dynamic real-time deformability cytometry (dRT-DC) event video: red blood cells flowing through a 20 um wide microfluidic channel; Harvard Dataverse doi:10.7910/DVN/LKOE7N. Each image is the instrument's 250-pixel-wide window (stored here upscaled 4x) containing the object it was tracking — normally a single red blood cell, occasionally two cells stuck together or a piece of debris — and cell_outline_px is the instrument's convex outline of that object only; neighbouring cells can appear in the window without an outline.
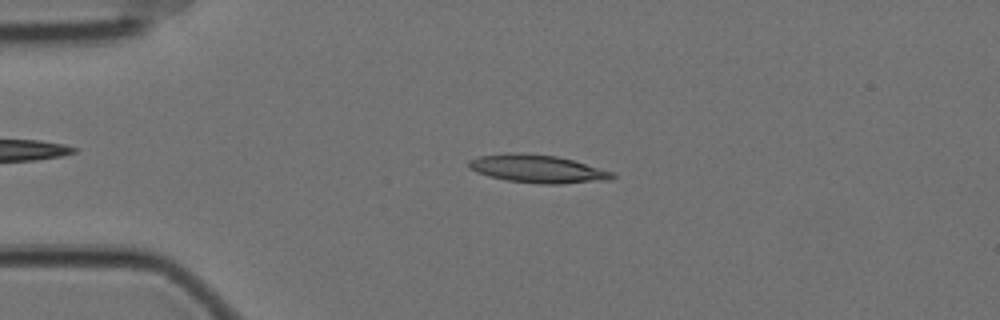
{"species": "Egyptian fruit bat (a non-hibernating species)", "species_latin": "Rousettus aegyptiacus", "temperature_condition": "cold", "stored_images_in_passage": 56, "camera_frame_rate_fps": 3000, "um_per_image_px": 0.085, "animal": {"sex": "female"}, "frame": {"image": 1, "passage_image": 12, "time_ms": 3.667, "image_size_px": [1000, 320], "cell_outline_px": [[616, 176], [612, 180], [560, 184], [540, 184], [508, 180], [488, 176], [476, 172], [468, 168], [468, 160], [480, 156], [508, 152], [516, 152], [556, 156], [572, 160], [616, 172]], "centroid_in_image_um": [45.72, 14.35], "position_along_channel_um": 39.3, "area_um2": 23.64}}
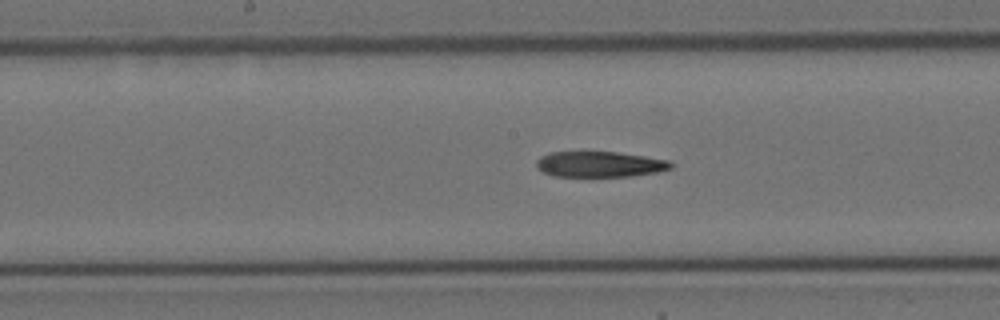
{"frame": {"image": 2, "passage_image": 28, "time_ms": 9.0, "image_size_px": [1000, 320], "cell_outline_px": [[672, 168], [656, 172], [632, 176], [552, 176], [544, 172], [536, 164], [536, 160], [540, 156], [548, 152], [616, 152], [644, 156], [668, 160], [672, 164]], "centroid_in_image_um": [50.96, 13.96], "position_along_channel_um": 197.2, "area_um2": 19.94}}
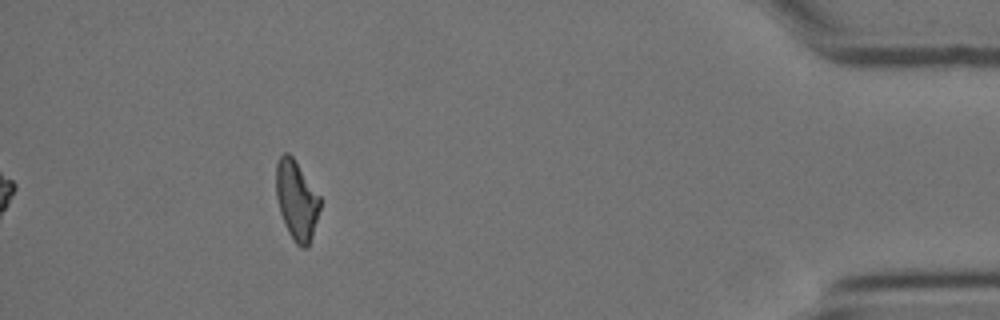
{"frame": {"image": 3, "passage_image": 51, "time_ms": 16.667, "image_size_px": [1000, 320], "cell_outline_px": [[320, 208], [308, 248], [300, 248], [296, 244], [288, 232], [280, 212], [276, 196], [276, 164], [280, 156], [284, 152], [288, 152], [292, 156], [320, 196]], "centroid_in_image_um": [25.2, 17.02], "position_along_channel_um": 410.0, "area_um2": 20.17}}